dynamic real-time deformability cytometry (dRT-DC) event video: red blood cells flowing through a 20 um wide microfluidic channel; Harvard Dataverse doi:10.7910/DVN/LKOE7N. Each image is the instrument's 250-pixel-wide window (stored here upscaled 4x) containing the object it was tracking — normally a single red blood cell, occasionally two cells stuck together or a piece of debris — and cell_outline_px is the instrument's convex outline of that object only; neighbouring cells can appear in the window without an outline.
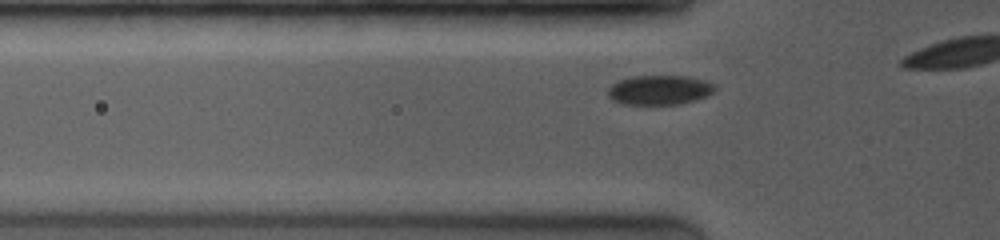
{"species": "common noctule bat (a hibernating species)", "species_latin": "Nyctalus noctula", "temperature_condition": "room temperature", "stored_images_in_passage": 9, "camera_frame_rate_fps": 4000, "um_per_image_px": 0.085, "animal": {"sex": "female", "body_mass_g": 19.0, "forearm_length_mm": 53.3}, "frame": {"image": 1, "passage_image": 3, "time_ms": 0.5, "image_size_px": [1000, 240], "cell_outline_px": [[716, 92], [708, 96], [696, 100], [680, 104], [620, 104], [612, 100], [608, 96], [608, 88], [612, 84], [620, 80], [636, 76], [684, 76], [700, 80], [712, 84], [716, 88]], "centroid_in_image_um": [56.04, 7.67], "position_along_channel_um": 69.8, "area_um2": 18.32}}
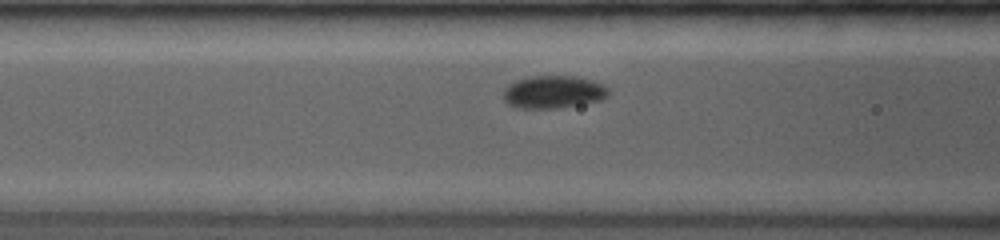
{"frame": {"image": 2, "passage_image": 7, "time_ms": 1.5, "image_size_px": [1000, 240], "cell_outline_px": [[608, 96], [600, 100], [560, 108], [520, 108], [508, 104], [504, 100], [504, 92], [512, 84], [520, 80], [536, 76], [572, 76], [588, 80], [600, 84], [608, 88]], "centroid_in_image_um": [47.06, 7.84], "position_along_channel_um": 119.5, "area_um2": 19.36}}